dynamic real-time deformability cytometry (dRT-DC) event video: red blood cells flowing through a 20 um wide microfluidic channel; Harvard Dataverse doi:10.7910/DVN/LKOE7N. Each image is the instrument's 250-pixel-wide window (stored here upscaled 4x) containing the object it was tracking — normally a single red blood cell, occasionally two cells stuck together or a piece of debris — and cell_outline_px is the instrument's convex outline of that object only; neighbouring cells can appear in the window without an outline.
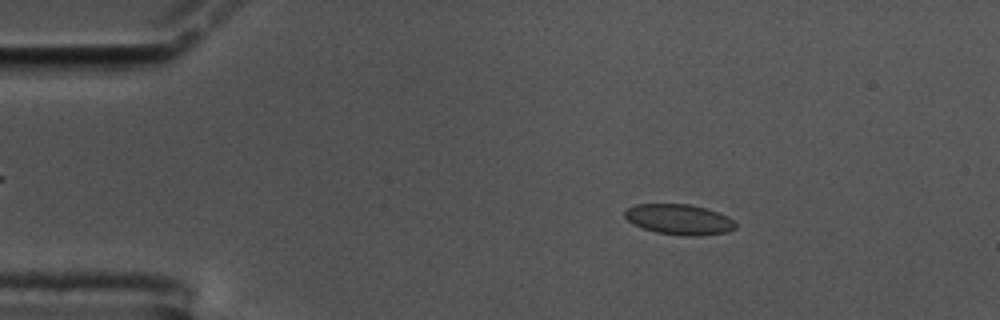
{"species": "common noctule bat (a hibernating species)", "species_latin": "Nyctalus noctula", "temperature_condition": "cold", "stored_images_in_passage": 57, "camera_frame_rate_fps": 3000, "um_per_image_px": 0.085, "animal": {"sex": "male", "body_mass_g": 17.5, "forearm_length_mm": 52.3}, "frame": {"image": 1, "passage_image": 9, "time_ms": 2.667, "image_size_px": [1000, 320], "cell_outline_px": [[736, 228], [728, 232], [700, 236], [684, 236], [656, 232], [632, 224], [624, 216], [624, 212], [628, 208], [636, 204], [688, 204], [708, 208], [728, 216], [736, 224]], "centroid_in_image_um": [57.75, 18.65], "position_along_channel_um": 27.3, "area_um2": 19.77}}
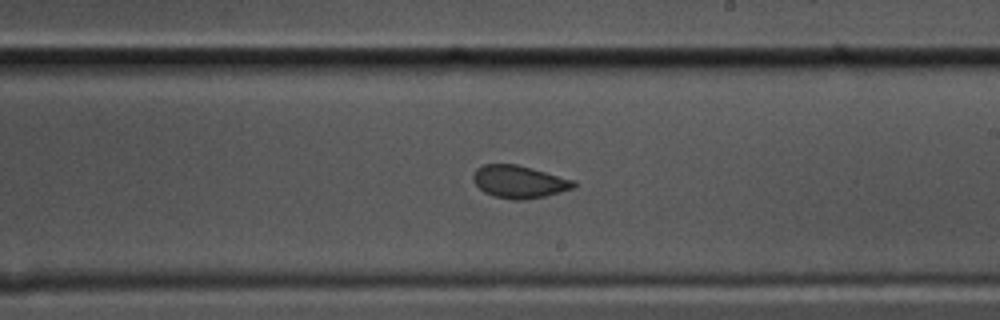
{"frame": {"image": 2, "passage_image": 33, "time_ms": 10.667, "image_size_px": [1000, 320], "cell_outline_px": [[576, 188], [544, 196], [524, 200], [512, 200], [496, 196], [484, 192], [472, 180], [472, 176], [476, 168], [484, 164], [516, 164], [532, 168], [572, 180], [576, 184]], "centroid_in_image_um": [44.1, 15.45], "position_along_channel_um": 244.9, "area_um2": 18.96}}
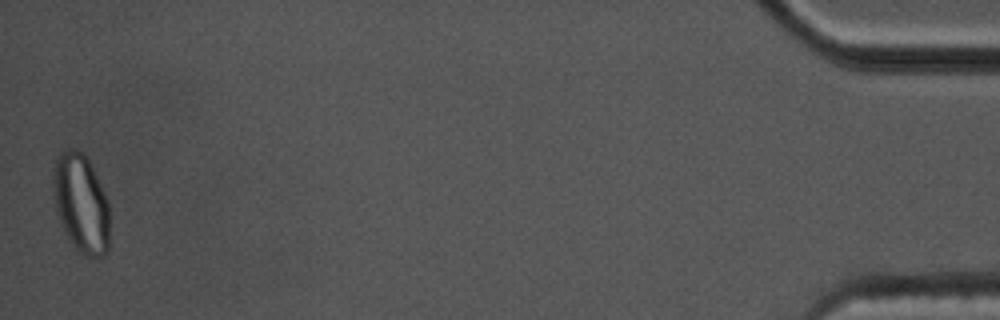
{"frame": {"image": 3, "passage_image": 57, "time_ms": 18.667, "image_size_px": [1000, 320], "cell_outline_px": [[108, 252], [104, 256], [88, 256], [76, 252], [64, 232], [60, 224], [56, 212], [52, 192], [52, 168], [60, 152], [68, 148], [76, 148], [88, 156], [108, 204]], "centroid_in_image_um": [6.84, 17.27], "position_along_channel_um": 428.4, "area_um2": 33.0}, "authors_computed_cell_mechanics": {"area_um2": 19.5942, "velocity_mm_per_s": 3.45, "shape_relaxation_time_tau1_ms": 6.7182, "shape_relaxation_time_tau2_ms": 1.3534, "deformation_change_tau1": 0.1108, "deformation_change_tau2": 0.0582}}